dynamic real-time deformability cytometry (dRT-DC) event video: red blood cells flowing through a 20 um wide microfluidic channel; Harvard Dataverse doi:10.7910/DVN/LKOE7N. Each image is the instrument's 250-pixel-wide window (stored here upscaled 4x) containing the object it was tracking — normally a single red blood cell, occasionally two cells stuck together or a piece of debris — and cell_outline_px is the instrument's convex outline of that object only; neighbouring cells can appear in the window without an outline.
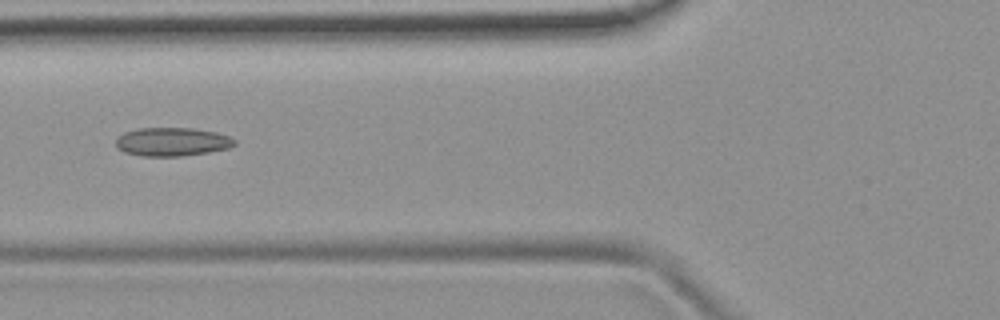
{"species": "common noctule bat (a hibernating species)", "species_latin": "Nyctalus noctula", "temperature_condition": "room temperature", "stored_images_in_passage": 8, "camera_frame_rate_fps": 3000, "um_per_image_px": 0.085, "animal": {"sex": "female", "body_mass_g": 19.9}, "frame": {"image": 1, "passage_image": 5, "time_ms": 5.667, "image_size_px": [1000, 320], "cell_outline_px": [[236, 144], [228, 148], [208, 152], [184, 156], [140, 156], [124, 152], [116, 148], [116, 140], [124, 132], [140, 128], [192, 128], [216, 132], [228, 136], [236, 140]], "centroid_in_image_um": [14.62, 12.06], "position_along_channel_um": 111.2, "area_um2": 19.77}}
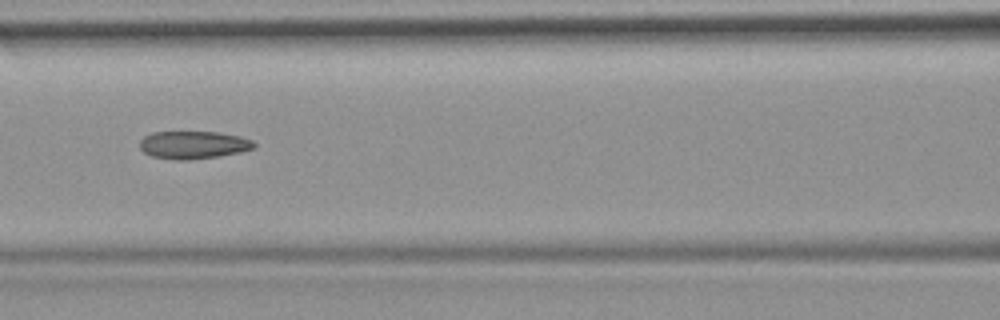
{"frame": {"image": 2, "passage_image": 6, "time_ms": 6.667, "image_size_px": [1000, 320], "cell_outline_px": [[256, 144], [252, 148], [240, 152], [220, 156], [188, 160], [176, 160], [152, 156], [144, 152], [140, 148], [140, 140], [144, 136], [152, 132], [216, 132], [240, 136], [252, 140]], "centroid_in_image_um": [16.42, 12.31], "position_along_channel_um": 150.2, "area_um2": 18.44}}
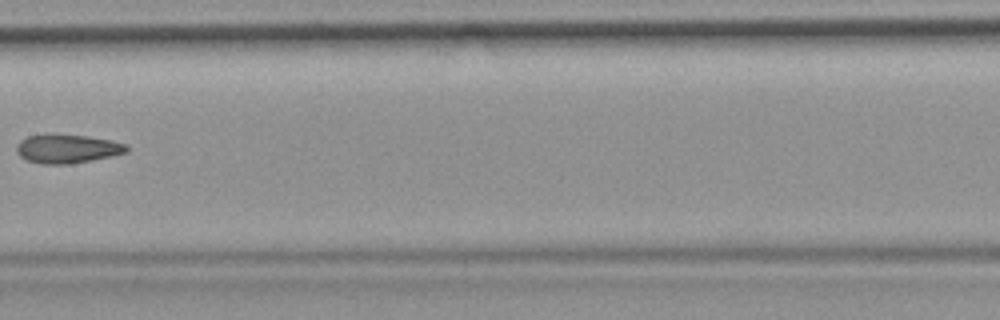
{"frame": {"image": 3, "passage_image": 7, "time_ms": 8.0, "image_size_px": [1000, 320], "cell_outline_px": [[128, 152], [112, 156], [72, 164], [40, 164], [28, 160], [20, 156], [16, 152], [16, 144], [20, 140], [28, 136], [48, 132], [88, 136], [112, 140], [128, 144]], "centroid_in_image_um": [5.71, 12.62], "position_along_channel_um": 201.7, "area_um2": 19.07}}